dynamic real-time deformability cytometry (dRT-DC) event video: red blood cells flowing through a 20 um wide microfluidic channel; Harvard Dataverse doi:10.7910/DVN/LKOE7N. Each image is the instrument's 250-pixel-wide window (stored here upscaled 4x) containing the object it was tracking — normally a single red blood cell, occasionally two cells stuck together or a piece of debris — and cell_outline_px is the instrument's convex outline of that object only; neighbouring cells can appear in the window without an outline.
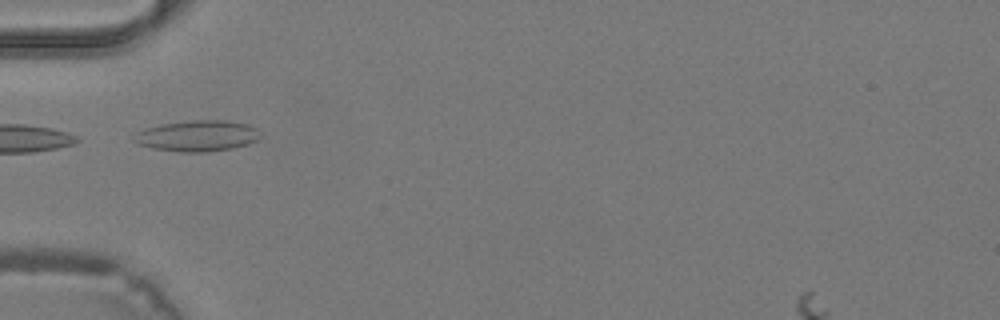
{"species": "common noctule bat (a hibernating species)", "species_latin": "Nyctalus noctula", "temperature_condition": "warm", "stored_images_in_passage": 27, "camera_frame_rate_fps": 3000, "um_per_image_px": 0.085, "animal": {"sex": "male", "body_mass_g": 19.2, "forearm_length_mm": 51.8}, "frame": {"image": 1, "passage_image": 1, "time_ms": 0.0, "image_size_px": [1000, 320], "cell_outline_px": [[260, 136], [256, 140], [248, 144], [232, 148], [204, 152], [180, 152], [156, 148], [136, 144], [132, 140], [136, 132], [144, 128], [160, 124], [192, 120], [228, 120], [248, 124], [256, 128]], "centroid_in_image_um": [16.75, 11.54], "position_along_channel_um": 68.3, "area_um2": 22.83}}
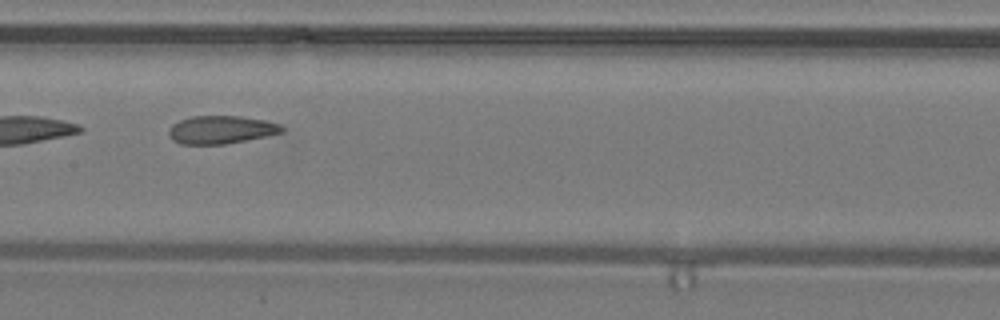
{"frame": {"image": 2, "passage_image": 8, "time_ms": 2.333, "image_size_px": [1000, 320], "cell_outline_px": [[284, 132], [224, 144], [180, 144], [172, 140], [168, 136], [168, 128], [172, 124], [180, 120], [192, 116], [240, 116], [264, 120], [280, 124], [284, 128]], "centroid_in_image_um": [18.74, 11.02], "position_along_channel_um": 188.7, "area_um2": 18.44}}